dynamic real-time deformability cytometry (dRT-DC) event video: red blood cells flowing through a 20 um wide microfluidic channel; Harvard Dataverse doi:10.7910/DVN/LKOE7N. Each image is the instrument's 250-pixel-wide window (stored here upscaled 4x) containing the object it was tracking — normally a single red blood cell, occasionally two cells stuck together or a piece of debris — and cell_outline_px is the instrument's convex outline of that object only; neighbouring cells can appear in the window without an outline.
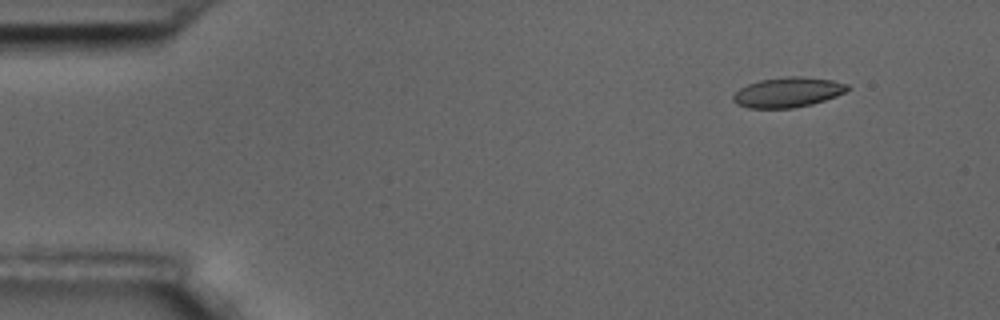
{"species": "common noctule bat (a hibernating species)", "species_latin": "Nyctalus noctula", "temperature_condition": "room temperature", "stored_images_in_passage": 4, "camera_frame_rate_fps": 3000, "um_per_image_px": 0.085, "animal": {"sex": "male", "body_mass_g": 17.5, "forearm_length_mm": 52.3}, "frame": {"image": 1, "passage_image": 1, "time_ms": 0.0, "image_size_px": [1000, 320], "cell_outline_px": [[852, 88], [836, 96], [812, 104], [792, 108], [748, 108], [736, 104], [732, 100], [732, 96], [740, 88], [748, 84], [760, 80], [784, 76], [804, 76], [832, 80], [848, 84]], "centroid_in_image_um": [66.97, 7.84], "position_along_channel_um": 18.0, "area_um2": 20.11}}